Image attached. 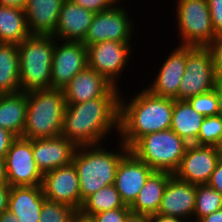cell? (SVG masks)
<instances>
[{"label": "cell", "instance_id": "obj_1", "mask_svg": "<svg viewBox=\"0 0 222 222\" xmlns=\"http://www.w3.org/2000/svg\"><path fill=\"white\" fill-rule=\"evenodd\" d=\"M120 91L113 86L103 97L66 104L61 135L77 147L107 143L113 130L118 137Z\"/></svg>", "mask_w": 222, "mask_h": 222}, {"label": "cell", "instance_id": "obj_2", "mask_svg": "<svg viewBox=\"0 0 222 222\" xmlns=\"http://www.w3.org/2000/svg\"><path fill=\"white\" fill-rule=\"evenodd\" d=\"M139 91L130 100L120 93L118 139L127 148L142 136L171 128L174 99L153 95L145 88Z\"/></svg>", "mask_w": 222, "mask_h": 222}, {"label": "cell", "instance_id": "obj_3", "mask_svg": "<svg viewBox=\"0 0 222 222\" xmlns=\"http://www.w3.org/2000/svg\"><path fill=\"white\" fill-rule=\"evenodd\" d=\"M103 145L80 146L75 151L72 163L78 173L81 206L87 197L115 183L120 160L130 151L122 141L113 151Z\"/></svg>", "mask_w": 222, "mask_h": 222}, {"label": "cell", "instance_id": "obj_4", "mask_svg": "<svg viewBox=\"0 0 222 222\" xmlns=\"http://www.w3.org/2000/svg\"><path fill=\"white\" fill-rule=\"evenodd\" d=\"M65 107L62 89L27 92V115L22 137L33 140L61 135Z\"/></svg>", "mask_w": 222, "mask_h": 222}, {"label": "cell", "instance_id": "obj_5", "mask_svg": "<svg viewBox=\"0 0 222 222\" xmlns=\"http://www.w3.org/2000/svg\"><path fill=\"white\" fill-rule=\"evenodd\" d=\"M56 41L53 35H30L18 44L20 91L51 89Z\"/></svg>", "mask_w": 222, "mask_h": 222}, {"label": "cell", "instance_id": "obj_6", "mask_svg": "<svg viewBox=\"0 0 222 222\" xmlns=\"http://www.w3.org/2000/svg\"><path fill=\"white\" fill-rule=\"evenodd\" d=\"M187 143L171 129L140 137L129 150L154 171L174 174L187 149Z\"/></svg>", "mask_w": 222, "mask_h": 222}, {"label": "cell", "instance_id": "obj_7", "mask_svg": "<svg viewBox=\"0 0 222 222\" xmlns=\"http://www.w3.org/2000/svg\"><path fill=\"white\" fill-rule=\"evenodd\" d=\"M176 3L174 17L181 38L179 45L206 47L217 35L208 0H177Z\"/></svg>", "mask_w": 222, "mask_h": 222}, {"label": "cell", "instance_id": "obj_8", "mask_svg": "<svg viewBox=\"0 0 222 222\" xmlns=\"http://www.w3.org/2000/svg\"><path fill=\"white\" fill-rule=\"evenodd\" d=\"M220 75L206 47L186 46V64L178 90V100L206 93L216 87Z\"/></svg>", "mask_w": 222, "mask_h": 222}, {"label": "cell", "instance_id": "obj_9", "mask_svg": "<svg viewBox=\"0 0 222 222\" xmlns=\"http://www.w3.org/2000/svg\"><path fill=\"white\" fill-rule=\"evenodd\" d=\"M131 42L104 41L87 47L88 67L103 75L114 86L119 87V76L128 67L134 51Z\"/></svg>", "mask_w": 222, "mask_h": 222}, {"label": "cell", "instance_id": "obj_10", "mask_svg": "<svg viewBox=\"0 0 222 222\" xmlns=\"http://www.w3.org/2000/svg\"><path fill=\"white\" fill-rule=\"evenodd\" d=\"M114 7L95 13L83 43L92 45L104 41L131 42L134 40V21L125 7ZM133 35V36H132Z\"/></svg>", "mask_w": 222, "mask_h": 222}, {"label": "cell", "instance_id": "obj_11", "mask_svg": "<svg viewBox=\"0 0 222 222\" xmlns=\"http://www.w3.org/2000/svg\"><path fill=\"white\" fill-rule=\"evenodd\" d=\"M7 183L12 186H38L43 174L33 157L32 140L17 137L5 157Z\"/></svg>", "mask_w": 222, "mask_h": 222}, {"label": "cell", "instance_id": "obj_12", "mask_svg": "<svg viewBox=\"0 0 222 222\" xmlns=\"http://www.w3.org/2000/svg\"><path fill=\"white\" fill-rule=\"evenodd\" d=\"M87 66V47L83 42L57 40L51 67V89H63Z\"/></svg>", "mask_w": 222, "mask_h": 222}, {"label": "cell", "instance_id": "obj_13", "mask_svg": "<svg viewBox=\"0 0 222 222\" xmlns=\"http://www.w3.org/2000/svg\"><path fill=\"white\" fill-rule=\"evenodd\" d=\"M221 158L215 146L189 144L174 175L193 185L207 184Z\"/></svg>", "mask_w": 222, "mask_h": 222}, {"label": "cell", "instance_id": "obj_14", "mask_svg": "<svg viewBox=\"0 0 222 222\" xmlns=\"http://www.w3.org/2000/svg\"><path fill=\"white\" fill-rule=\"evenodd\" d=\"M42 191L47 200L60 202L76 209L81 208L80 183L73 163L45 173Z\"/></svg>", "mask_w": 222, "mask_h": 222}, {"label": "cell", "instance_id": "obj_15", "mask_svg": "<svg viewBox=\"0 0 222 222\" xmlns=\"http://www.w3.org/2000/svg\"><path fill=\"white\" fill-rule=\"evenodd\" d=\"M171 51L160 64L156 77L144 88L153 95L178 100V90L185 72L186 45L178 44Z\"/></svg>", "mask_w": 222, "mask_h": 222}, {"label": "cell", "instance_id": "obj_16", "mask_svg": "<svg viewBox=\"0 0 222 222\" xmlns=\"http://www.w3.org/2000/svg\"><path fill=\"white\" fill-rule=\"evenodd\" d=\"M154 170L129 151L117 167L115 187L125 205L130 206Z\"/></svg>", "mask_w": 222, "mask_h": 222}, {"label": "cell", "instance_id": "obj_17", "mask_svg": "<svg viewBox=\"0 0 222 222\" xmlns=\"http://www.w3.org/2000/svg\"><path fill=\"white\" fill-rule=\"evenodd\" d=\"M76 149L77 146L63 135L32 140L33 157L43 175L70 165Z\"/></svg>", "mask_w": 222, "mask_h": 222}, {"label": "cell", "instance_id": "obj_18", "mask_svg": "<svg viewBox=\"0 0 222 222\" xmlns=\"http://www.w3.org/2000/svg\"><path fill=\"white\" fill-rule=\"evenodd\" d=\"M195 198L196 185L178 179L173 174L169 178L157 214L179 217L192 222Z\"/></svg>", "mask_w": 222, "mask_h": 222}, {"label": "cell", "instance_id": "obj_19", "mask_svg": "<svg viewBox=\"0 0 222 222\" xmlns=\"http://www.w3.org/2000/svg\"><path fill=\"white\" fill-rule=\"evenodd\" d=\"M94 15L95 13L72 0H64L56 30L52 35L57 40L83 42Z\"/></svg>", "mask_w": 222, "mask_h": 222}, {"label": "cell", "instance_id": "obj_20", "mask_svg": "<svg viewBox=\"0 0 222 222\" xmlns=\"http://www.w3.org/2000/svg\"><path fill=\"white\" fill-rule=\"evenodd\" d=\"M113 86L103 75L87 66L62 90L66 104H77L103 97Z\"/></svg>", "mask_w": 222, "mask_h": 222}, {"label": "cell", "instance_id": "obj_21", "mask_svg": "<svg viewBox=\"0 0 222 222\" xmlns=\"http://www.w3.org/2000/svg\"><path fill=\"white\" fill-rule=\"evenodd\" d=\"M64 0H26L24 12L31 35H52Z\"/></svg>", "mask_w": 222, "mask_h": 222}, {"label": "cell", "instance_id": "obj_22", "mask_svg": "<svg viewBox=\"0 0 222 222\" xmlns=\"http://www.w3.org/2000/svg\"><path fill=\"white\" fill-rule=\"evenodd\" d=\"M45 200L41 185L12 186L8 210L18 217L19 222H39Z\"/></svg>", "mask_w": 222, "mask_h": 222}, {"label": "cell", "instance_id": "obj_23", "mask_svg": "<svg viewBox=\"0 0 222 222\" xmlns=\"http://www.w3.org/2000/svg\"><path fill=\"white\" fill-rule=\"evenodd\" d=\"M172 175L167 171H154L129 206L131 212L148 217L157 214L165 188Z\"/></svg>", "mask_w": 222, "mask_h": 222}, {"label": "cell", "instance_id": "obj_24", "mask_svg": "<svg viewBox=\"0 0 222 222\" xmlns=\"http://www.w3.org/2000/svg\"><path fill=\"white\" fill-rule=\"evenodd\" d=\"M27 115V93L0 94V127L22 137Z\"/></svg>", "mask_w": 222, "mask_h": 222}, {"label": "cell", "instance_id": "obj_25", "mask_svg": "<svg viewBox=\"0 0 222 222\" xmlns=\"http://www.w3.org/2000/svg\"><path fill=\"white\" fill-rule=\"evenodd\" d=\"M204 118L187 100H174L170 129L187 143L193 144L200 133Z\"/></svg>", "mask_w": 222, "mask_h": 222}, {"label": "cell", "instance_id": "obj_26", "mask_svg": "<svg viewBox=\"0 0 222 222\" xmlns=\"http://www.w3.org/2000/svg\"><path fill=\"white\" fill-rule=\"evenodd\" d=\"M30 35L24 9L0 5V43L18 45Z\"/></svg>", "mask_w": 222, "mask_h": 222}, {"label": "cell", "instance_id": "obj_27", "mask_svg": "<svg viewBox=\"0 0 222 222\" xmlns=\"http://www.w3.org/2000/svg\"><path fill=\"white\" fill-rule=\"evenodd\" d=\"M20 92L18 45L0 43V94Z\"/></svg>", "mask_w": 222, "mask_h": 222}, {"label": "cell", "instance_id": "obj_28", "mask_svg": "<svg viewBox=\"0 0 222 222\" xmlns=\"http://www.w3.org/2000/svg\"><path fill=\"white\" fill-rule=\"evenodd\" d=\"M117 208H129V206L122 201L119 192L113 184L101 188L87 197L83 201L79 212L85 216L92 217L94 214Z\"/></svg>", "mask_w": 222, "mask_h": 222}, {"label": "cell", "instance_id": "obj_29", "mask_svg": "<svg viewBox=\"0 0 222 222\" xmlns=\"http://www.w3.org/2000/svg\"><path fill=\"white\" fill-rule=\"evenodd\" d=\"M222 209V195L208 184L196 185L195 209L192 222Z\"/></svg>", "mask_w": 222, "mask_h": 222}, {"label": "cell", "instance_id": "obj_30", "mask_svg": "<svg viewBox=\"0 0 222 222\" xmlns=\"http://www.w3.org/2000/svg\"><path fill=\"white\" fill-rule=\"evenodd\" d=\"M222 135V116L205 117L200 127V133L193 144L215 146Z\"/></svg>", "mask_w": 222, "mask_h": 222}, {"label": "cell", "instance_id": "obj_31", "mask_svg": "<svg viewBox=\"0 0 222 222\" xmlns=\"http://www.w3.org/2000/svg\"><path fill=\"white\" fill-rule=\"evenodd\" d=\"M76 212L77 210L71 206L46 199L41 209L39 222H70Z\"/></svg>", "mask_w": 222, "mask_h": 222}, {"label": "cell", "instance_id": "obj_32", "mask_svg": "<svg viewBox=\"0 0 222 222\" xmlns=\"http://www.w3.org/2000/svg\"><path fill=\"white\" fill-rule=\"evenodd\" d=\"M187 101L194 110L204 117L216 116L219 113L218 96L215 88L206 93L191 97Z\"/></svg>", "mask_w": 222, "mask_h": 222}, {"label": "cell", "instance_id": "obj_33", "mask_svg": "<svg viewBox=\"0 0 222 222\" xmlns=\"http://www.w3.org/2000/svg\"><path fill=\"white\" fill-rule=\"evenodd\" d=\"M130 213L129 208H117L94 214L92 219L95 222H124Z\"/></svg>", "mask_w": 222, "mask_h": 222}, {"label": "cell", "instance_id": "obj_34", "mask_svg": "<svg viewBox=\"0 0 222 222\" xmlns=\"http://www.w3.org/2000/svg\"><path fill=\"white\" fill-rule=\"evenodd\" d=\"M206 48L211 54L217 73L222 76V33L217 34Z\"/></svg>", "mask_w": 222, "mask_h": 222}, {"label": "cell", "instance_id": "obj_35", "mask_svg": "<svg viewBox=\"0 0 222 222\" xmlns=\"http://www.w3.org/2000/svg\"><path fill=\"white\" fill-rule=\"evenodd\" d=\"M77 5L93 12L98 13L100 11L108 10L114 7L122 0H72Z\"/></svg>", "mask_w": 222, "mask_h": 222}, {"label": "cell", "instance_id": "obj_36", "mask_svg": "<svg viewBox=\"0 0 222 222\" xmlns=\"http://www.w3.org/2000/svg\"><path fill=\"white\" fill-rule=\"evenodd\" d=\"M208 5L215 33H222V0H208Z\"/></svg>", "mask_w": 222, "mask_h": 222}, {"label": "cell", "instance_id": "obj_37", "mask_svg": "<svg viewBox=\"0 0 222 222\" xmlns=\"http://www.w3.org/2000/svg\"><path fill=\"white\" fill-rule=\"evenodd\" d=\"M17 138L15 134L0 127V157L5 158L13 141Z\"/></svg>", "mask_w": 222, "mask_h": 222}, {"label": "cell", "instance_id": "obj_38", "mask_svg": "<svg viewBox=\"0 0 222 222\" xmlns=\"http://www.w3.org/2000/svg\"><path fill=\"white\" fill-rule=\"evenodd\" d=\"M207 184L213 187L222 195V158L217 163V166L214 169L211 178Z\"/></svg>", "mask_w": 222, "mask_h": 222}, {"label": "cell", "instance_id": "obj_39", "mask_svg": "<svg viewBox=\"0 0 222 222\" xmlns=\"http://www.w3.org/2000/svg\"><path fill=\"white\" fill-rule=\"evenodd\" d=\"M11 186L8 183H0V214L8 210V198Z\"/></svg>", "mask_w": 222, "mask_h": 222}, {"label": "cell", "instance_id": "obj_40", "mask_svg": "<svg viewBox=\"0 0 222 222\" xmlns=\"http://www.w3.org/2000/svg\"><path fill=\"white\" fill-rule=\"evenodd\" d=\"M149 222H188V221L179 217L155 214V215L149 216Z\"/></svg>", "mask_w": 222, "mask_h": 222}, {"label": "cell", "instance_id": "obj_41", "mask_svg": "<svg viewBox=\"0 0 222 222\" xmlns=\"http://www.w3.org/2000/svg\"><path fill=\"white\" fill-rule=\"evenodd\" d=\"M197 222H222V209L204 216L203 218L199 219Z\"/></svg>", "mask_w": 222, "mask_h": 222}, {"label": "cell", "instance_id": "obj_42", "mask_svg": "<svg viewBox=\"0 0 222 222\" xmlns=\"http://www.w3.org/2000/svg\"><path fill=\"white\" fill-rule=\"evenodd\" d=\"M215 91L218 96V107H219L218 115L222 116V76H220L217 81Z\"/></svg>", "mask_w": 222, "mask_h": 222}, {"label": "cell", "instance_id": "obj_43", "mask_svg": "<svg viewBox=\"0 0 222 222\" xmlns=\"http://www.w3.org/2000/svg\"><path fill=\"white\" fill-rule=\"evenodd\" d=\"M124 222H149V217L131 212Z\"/></svg>", "mask_w": 222, "mask_h": 222}, {"label": "cell", "instance_id": "obj_44", "mask_svg": "<svg viewBox=\"0 0 222 222\" xmlns=\"http://www.w3.org/2000/svg\"><path fill=\"white\" fill-rule=\"evenodd\" d=\"M0 222H19L18 217L6 210L0 214Z\"/></svg>", "mask_w": 222, "mask_h": 222}, {"label": "cell", "instance_id": "obj_45", "mask_svg": "<svg viewBox=\"0 0 222 222\" xmlns=\"http://www.w3.org/2000/svg\"><path fill=\"white\" fill-rule=\"evenodd\" d=\"M26 0H0V5L24 8Z\"/></svg>", "mask_w": 222, "mask_h": 222}, {"label": "cell", "instance_id": "obj_46", "mask_svg": "<svg viewBox=\"0 0 222 222\" xmlns=\"http://www.w3.org/2000/svg\"><path fill=\"white\" fill-rule=\"evenodd\" d=\"M70 222H95L92 217L85 216L81 214L79 211L75 213V215L71 218Z\"/></svg>", "mask_w": 222, "mask_h": 222}, {"label": "cell", "instance_id": "obj_47", "mask_svg": "<svg viewBox=\"0 0 222 222\" xmlns=\"http://www.w3.org/2000/svg\"><path fill=\"white\" fill-rule=\"evenodd\" d=\"M0 183H7L5 158L0 157Z\"/></svg>", "mask_w": 222, "mask_h": 222}, {"label": "cell", "instance_id": "obj_48", "mask_svg": "<svg viewBox=\"0 0 222 222\" xmlns=\"http://www.w3.org/2000/svg\"><path fill=\"white\" fill-rule=\"evenodd\" d=\"M216 149L218 150L219 154L222 157V135H221V138H220L218 144L216 145Z\"/></svg>", "mask_w": 222, "mask_h": 222}]
</instances>
